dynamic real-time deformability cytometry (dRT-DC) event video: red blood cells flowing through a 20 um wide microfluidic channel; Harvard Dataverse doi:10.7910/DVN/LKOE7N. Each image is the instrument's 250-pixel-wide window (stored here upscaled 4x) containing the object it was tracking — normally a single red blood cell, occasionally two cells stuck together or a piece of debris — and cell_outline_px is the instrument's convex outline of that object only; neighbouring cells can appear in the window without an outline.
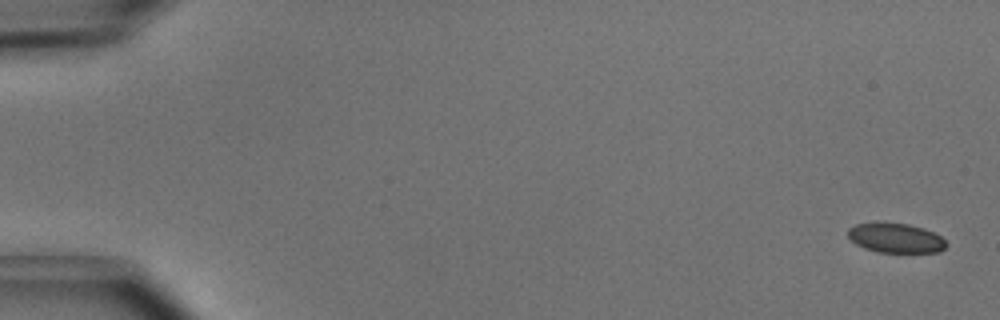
{"species": "common noctule bat (a hibernating species)", "species_latin": "Nyctalus noctula", "temperature_condition": "cold", "stored_images_in_passage": 6, "camera_frame_rate_fps": 3000, "um_per_image_px": 0.085, "animal": {"sex": "male", "body_mass_g": 15.6}, "frame": {"image": 1, "passage_image": 1, "time_ms": 0.0, "image_size_px": [1000, 320], "cell_outline_px": [[948, 244], [940, 252], [876, 252], [864, 248], [856, 244], [848, 236], [848, 228], [856, 224], [876, 220], [884, 220], [908, 224], [924, 228], [940, 236]], "centroid_in_image_um": [76.09, 20.19], "position_along_channel_um": 8.9, "area_um2": 17.46}}
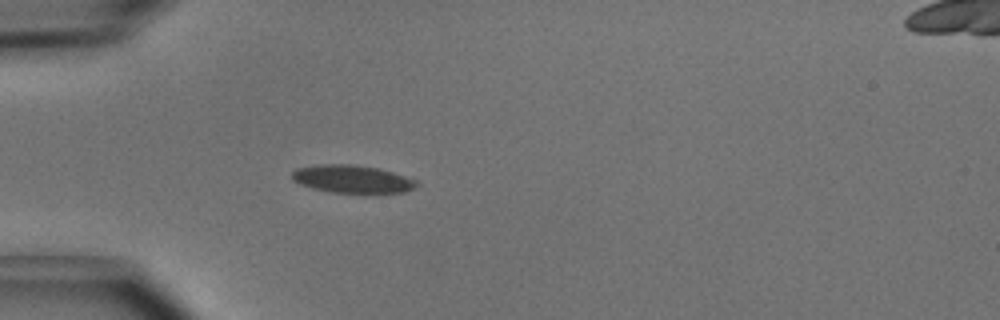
{"frame": {"image": 2, "passage_image": 5, "time_ms": 1.333, "image_size_px": [1000, 320], "cell_outline_px": [[420, 184], [404, 192], [332, 192], [312, 188], [300, 184], [292, 180], [292, 172], [296, 168], [320, 164], [352, 164], [376, 168], [392, 172], [416, 180]], "centroid_in_image_um": [29.89, 15.2], "position_along_channel_um": 55.1, "area_um2": 19.88}}